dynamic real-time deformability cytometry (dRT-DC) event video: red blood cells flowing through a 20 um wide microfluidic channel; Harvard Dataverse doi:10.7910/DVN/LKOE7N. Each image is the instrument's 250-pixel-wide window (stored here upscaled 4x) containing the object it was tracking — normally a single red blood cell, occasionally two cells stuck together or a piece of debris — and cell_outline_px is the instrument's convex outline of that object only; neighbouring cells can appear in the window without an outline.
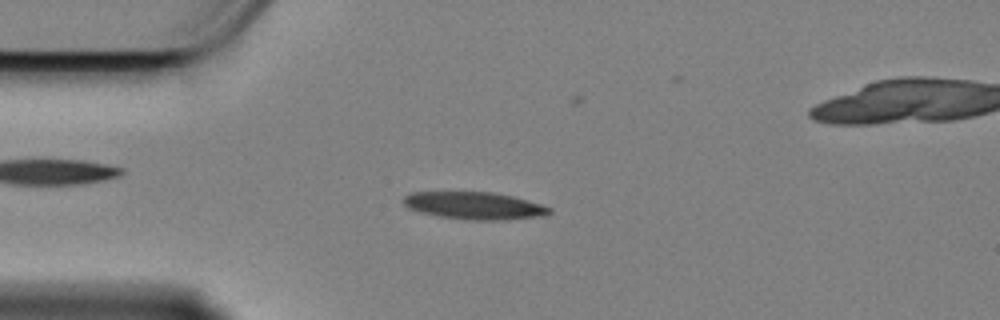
{"species": "Egyptian fruit bat (a non-hibernating species)", "species_latin": "Rousettus aegyptiacus", "temperature_condition": "cold", "stored_images_in_passage": 58, "camera_frame_rate_fps": 3000, "um_per_image_px": 0.085, "animal": {"sex": "female"}, "frame": {"image": 1, "passage_image": 13, "time_ms": 4.0, "image_size_px": [1000, 320], "cell_outline_px": [[552, 212], [544, 216], [500, 220], [472, 220], [440, 216], [420, 212], [408, 208], [404, 204], [404, 196], [412, 192], [492, 192], [512, 196], [540, 204], [552, 208]], "centroid_in_image_um": [40.33, 17.48], "position_along_channel_um": 44.7, "area_um2": 23.12}}
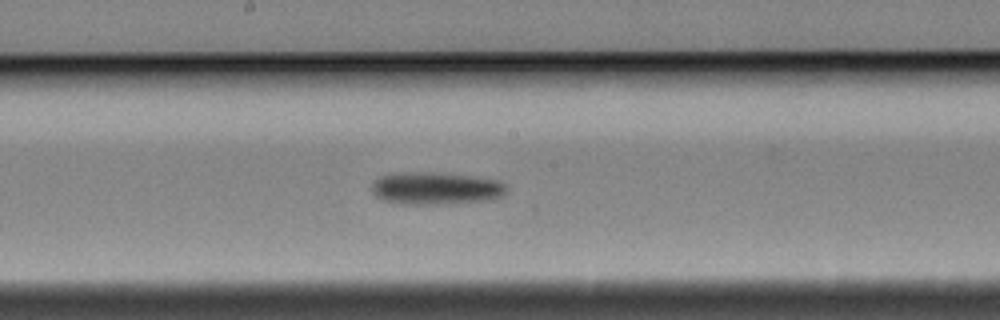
{"frame": {"image": 2, "passage_image": 29, "time_ms": 9.333, "image_size_px": [1000, 320], "cell_outline_px": [[508, 188], [500, 196], [488, 200], [436, 204], [404, 204], [384, 200], [376, 196], [372, 192], [372, 184], [380, 176], [388, 172], [432, 172], [472, 176], [496, 180], [504, 184]], "centroid_in_image_um": [36.98, 15.99], "position_along_channel_um": 211.2, "area_um2": 25.37}}
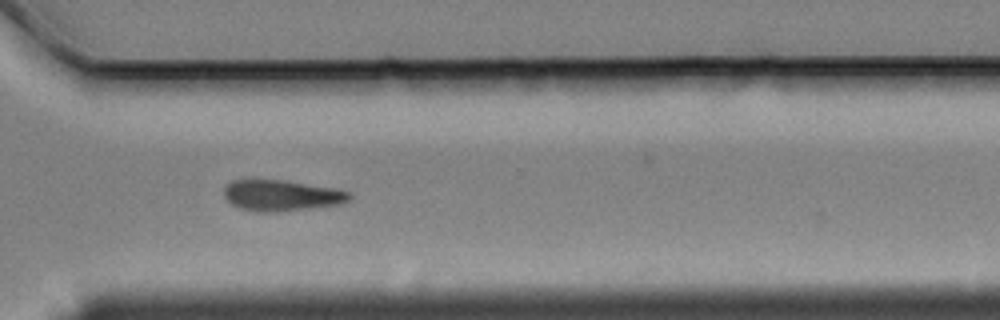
{"frame": {"image": 3, "passage_image": 41, "time_ms": 13.333, "image_size_px": [1000, 320], "cell_outline_px": [[352, 196], [348, 200], [340, 204], [276, 212], [256, 212], [240, 208], [232, 204], [224, 196], [224, 188], [232, 180], [252, 176], [284, 180], [332, 188], [348, 192]], "centroid_in_image_um": [23.82, 16.57], "position_along_channel_um": 346.8, "area_um2": 23.06}, "authors_computed_cell_mechanics": {"area_um2": 23.1489, "velocity_mm_per_s": 3.3881, "shape_relaxation_time_tau1_ms": 5.9286, "shape_relaxation_time_tau2_ms": null, "deformation_change_tau1": 0.1429, "deformation_change_tau2": null}}